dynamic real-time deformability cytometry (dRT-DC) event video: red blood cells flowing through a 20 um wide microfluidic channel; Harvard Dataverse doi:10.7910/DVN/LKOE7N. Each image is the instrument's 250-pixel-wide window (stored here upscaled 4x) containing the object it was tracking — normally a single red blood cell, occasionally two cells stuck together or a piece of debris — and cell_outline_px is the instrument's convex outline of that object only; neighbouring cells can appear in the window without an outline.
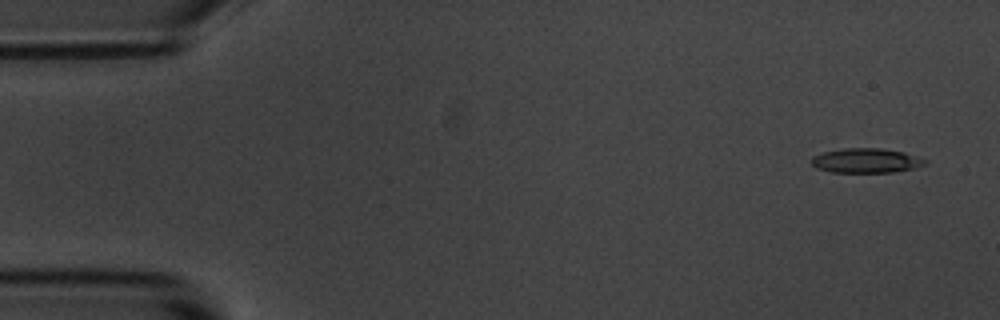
{"species": "common noctule bat (a hibernating species)", "species_latin": "Nyctalus noctula", "temperature_condition": "room temperature", "stored_images_in_passage": 5, "camera_frame_rate_fps": 3000, "um_per_image_px": 0.085, "animal": {"sex": "male", "body_mass_g": 20.1, "forearm_length_mm": 53.5}, "frame": {"image": 1, "passage_image": 1, "time_ms": 0.0, "image_size_px": [1000, 320], "cell_outline_px": [[928, 164], [916, 168], [892, 172], [832, 172], [816, 168], [812, 164], [812, 156], [824, 152], [844, 148], [880, 148], [904, 152], [928, 160]], "centroid_in_image_um": [73.66, 13.65], "position_along_channel_um": 11.3, "area_um2": 16.3}}